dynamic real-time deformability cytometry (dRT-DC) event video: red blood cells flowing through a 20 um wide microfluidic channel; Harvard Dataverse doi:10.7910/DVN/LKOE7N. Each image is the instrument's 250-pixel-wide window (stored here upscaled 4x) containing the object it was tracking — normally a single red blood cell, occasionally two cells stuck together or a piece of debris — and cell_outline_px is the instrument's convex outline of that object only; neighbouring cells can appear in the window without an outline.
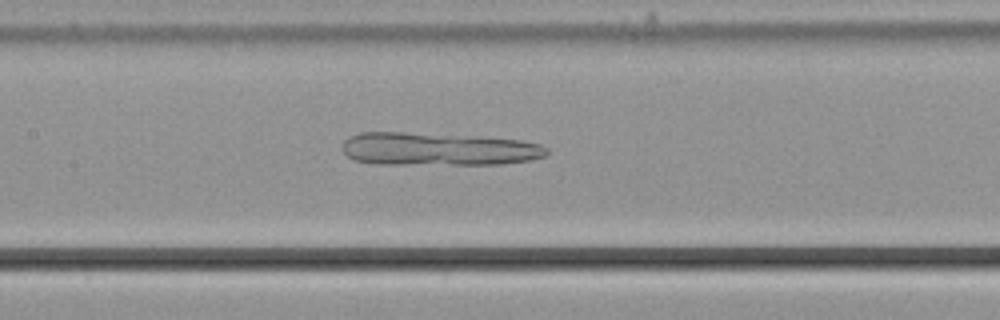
{"species": "common noctule bat (a hibernating species)", "species_latin": "Nyctalus noctula", "temperature_condition": "cold", "stored_images_in_passage": 39, "camera_frame_rate_fps": 3000, "um_per_image_px": 0.085, "animal": {"sex": "male", "body_mass_g": 21.5, "forearm_length_mm": 52.0}, "frame": {"image": 1, "passage_image": 12, "time_ms": 3.667, "image_size_px": [1000, 320], "cell_outline_px": [[548, 152], [544, 156], [528, 160], [500, 164], [380, 164], [356, 160], [348, 156], [344, 152], [344, 140], [348, 136], [360, 132], [404, 132], [476, 136], [520, 140], [540, 144], [548, 148]], "centroid_in_image_um": [37.24, 12.66], "position_along_channel_um": 170.2, "area_um2": 39.25}}
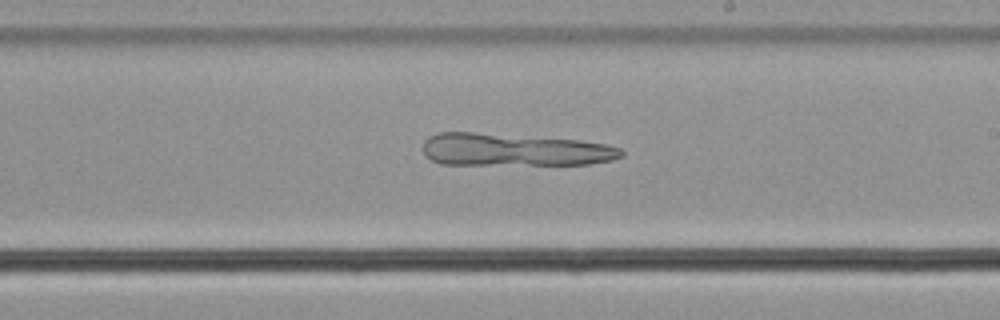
{"frame": {"image": 2, "passage_image": 18, "time_ms": 5.667, "image_size_px": [1000, 320], "cell_outline_px": [[624, 156], [612, 160], [588, 164], [440, 164], [432, 160], [424, 152], [424, 140], [428, 136], [436, 132], [472, 132], [580, 140], [604, 144], [620, 148], [624, 152]], "centroid_in_image_um": [43.7, 12.72], "position_along_channel_um": 245.3, "area_um2": 37.51}}
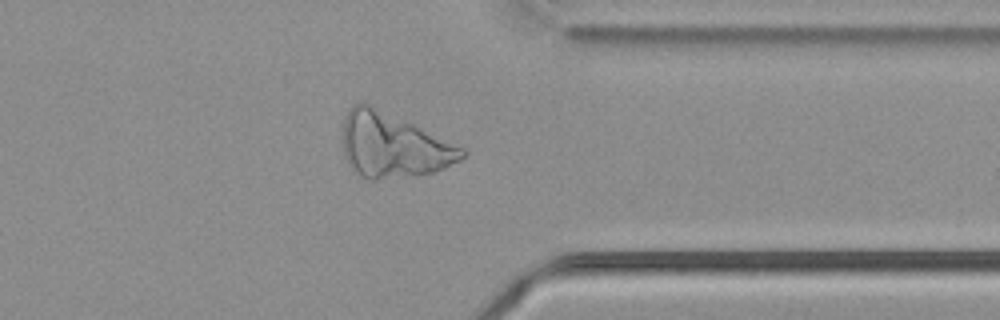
{"frame": {"image": 3, "passage_image": 29, "time_ms": 9.333, "image_size_px": [1000, 320], "cell_outline_px": [[468, 152], [460, 160], [444, 168], [432, 172], [376, 180], [368, 180], [352, 172], [344, 156], [344, 116], [352, 104], [360, 100], [372, 104], [464, 148]], "centroid_in_image_um": [33.37, 12.34], "position_along_channel_um": 378.0, "area_um2": 44.97}}